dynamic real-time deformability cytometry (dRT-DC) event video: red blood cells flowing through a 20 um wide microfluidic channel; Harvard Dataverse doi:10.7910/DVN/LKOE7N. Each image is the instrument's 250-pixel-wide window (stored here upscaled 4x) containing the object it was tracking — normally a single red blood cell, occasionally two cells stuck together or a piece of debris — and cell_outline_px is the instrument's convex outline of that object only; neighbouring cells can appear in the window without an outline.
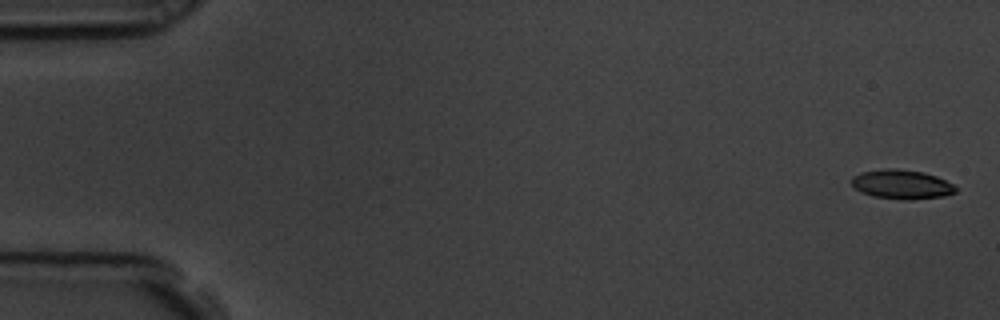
{"species": "common noctule bat (a hibernating species)", "species_latin": "Nyctalus noctula", "temperature_condition": "room temperature", "stored_images_in_passage": 58, "camera_frame_rate_fps": 3000, "um_per_image_px": 0.085, "animal": {"sex": "male", "body_mass_g": 19.5, "forearm_length_mm": 54.6}, "frame": {"image": 1, "passage_image": 2, "time_ms": 0.333, "image_size_px": [1000, 320], "cell_outline_px": [[956, 192], [944, 196], [912, 200], [908, 200], [872, 196], [860, 192], [852, 188], [852, 176], [860, 172], [888, 168], [896, 168], [924, 172], [936, 176], [952, 184], [956, 188]], "centroid_in_image_um": [76.6, 15.67], "position_along_channel_um": 8.4, "area_um2": 17.86}}
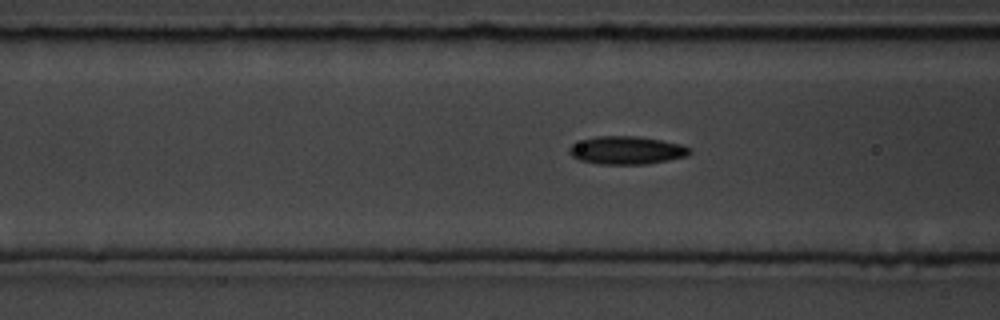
{"frame": {"image": 2, "passage_image": 23, "time_ms": 7.333, "image_size_px": [1000, 320], "cell_outline_px": [[692, 152], [688, 156], [648, 164], [596, 164], [580, 160], [572, 156], [568, 152], [568, 148], [572, 144], [596, 136], [636, 136], [660, 140], [680, 144], [692, 148]], "centroid_in_image_um": [53.28, 12.78], "position_along_channel_um": 113.3, "area_um2": 19.71}}
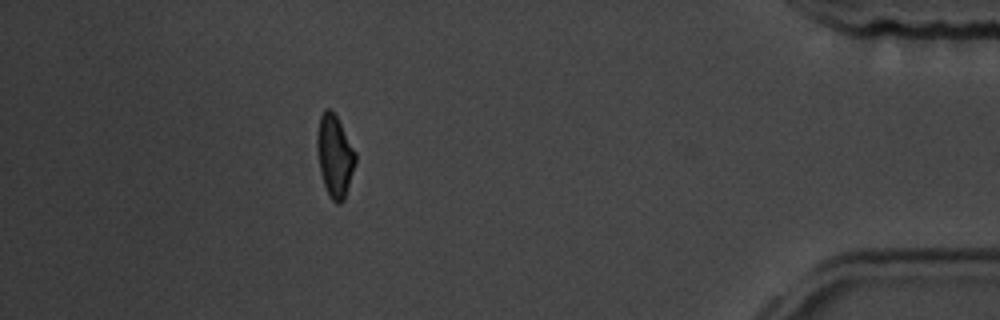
{"frame": {"image": 3, "passage_image": 52, "time_ms": 17.0, "image_size_px": [1000, 320], "cell_outline_px": [[356, 164], [344, 200], [340, 204], [336, 204], [328, 196], [320, 172], [316, 144], [316, 136], [320, 116], [324, 108], [332, 108], [356, 152]], "centroid_in_image_um": [28.45, 13.25], "position_along_channel_um": 406.8, "area_um2": 18.61}, "authors_computed_cell_mechanics": {"area_um2": 18.5249, "velocity_mm_per_s": 3.5623, "shape_relaxation_time_tau1_ms": 3.5198, "shape_relaxation_time_tau2_ms": 4.2319, "deformation_change_tau1": 0.1362, "deformation_change_tau2": 0.1086}}